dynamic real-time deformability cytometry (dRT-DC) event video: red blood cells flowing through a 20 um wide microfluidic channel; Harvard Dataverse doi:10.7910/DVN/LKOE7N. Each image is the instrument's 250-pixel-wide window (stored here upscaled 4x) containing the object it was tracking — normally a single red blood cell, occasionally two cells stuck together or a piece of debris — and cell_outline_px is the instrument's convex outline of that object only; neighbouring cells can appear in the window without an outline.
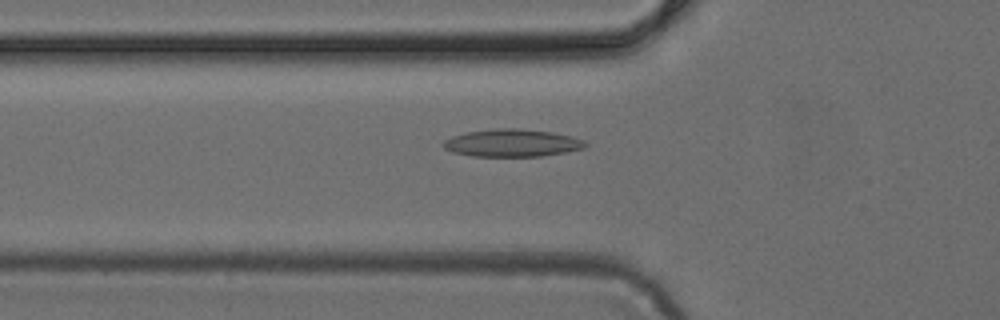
{"species": "common noctule bat (a hibernating species)", "species_latin": "Nyctalus noctula", "temperature_condition": "cold", "stored_images_in_passage": 41, "camera_frame_rate_fps": 3000, "um_per_image_px": 0.085, "animal": {"sex": "female", "body_mass_g": 24.6, "forearm_length_mm": 56.2}, "frame": {"image": 1, "passage_image": 13, "time_ms": 4.0, "image_size_px": [1000, 320], "cell_outline_px": [[588, 144], [584, 148], [568, 152], [540, 156], [472, 156], [452, 152], [444, 148], [444, 140], [452, 136], [468, 132], [496, 128], [516, 128], [552, 132], [572, 136], [584, 140]], "centroid_in_image_um": [43.56, 12.15], "position_along_channel_um": 82.2, "area_um2": 22.77}}
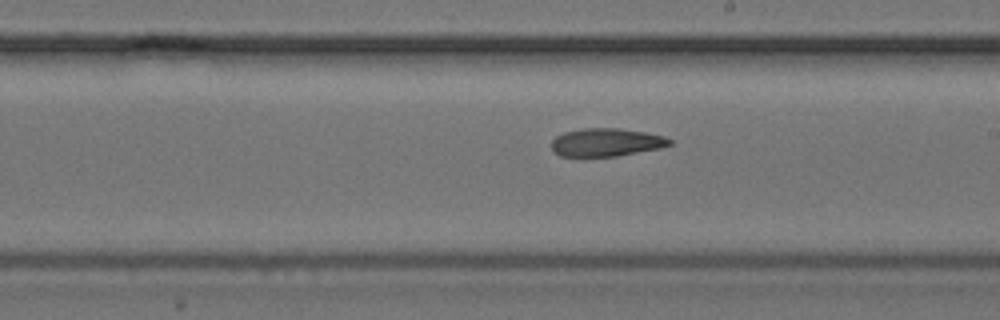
{"frame": {"image": 2, "passage_image": 24, "time_ms": 7.667, "image_size_px": [1000, 320], "cell_outline_px": [[672, 144], [660, 148], [616, 156], [560, 156], [552, 148], [552, 140], [556, 136], [564, 132], [580, 128], [620, 128], [644, 132], [664, 136], [672, 140]], "centroid_in_image_um": [51.54, 12.09], "position_along_channel_um": 237.5, "area_um2": 19.25}}
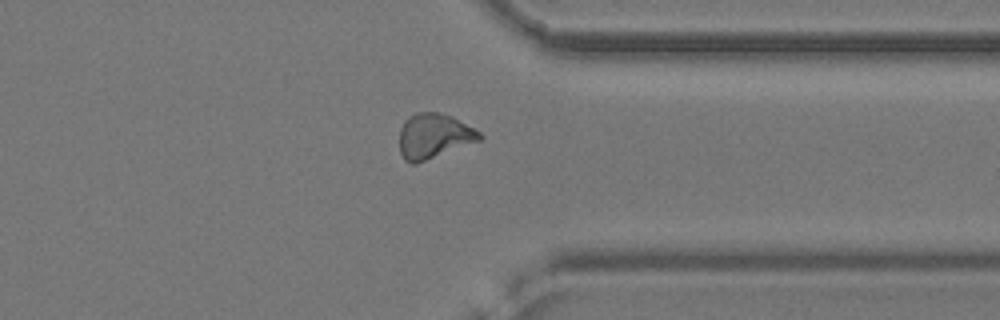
{"frame": {"image": 3, "passage_image": 34, "time_ms": 11.0, "image_size_px": [1000, 320], "cell_outline_px": [[484, 136], [480, 140], [416, 164], [412, 164], [404, 160], [400, 152], [400, 128], [404, 120], [408, 116], [416, 112], [436, 112], [452, 116], [480, 132]], "centroid_in_image_um": [36.85, 11.56], "position_along_channel_um": 374.5, "area_um2": 20.98}}